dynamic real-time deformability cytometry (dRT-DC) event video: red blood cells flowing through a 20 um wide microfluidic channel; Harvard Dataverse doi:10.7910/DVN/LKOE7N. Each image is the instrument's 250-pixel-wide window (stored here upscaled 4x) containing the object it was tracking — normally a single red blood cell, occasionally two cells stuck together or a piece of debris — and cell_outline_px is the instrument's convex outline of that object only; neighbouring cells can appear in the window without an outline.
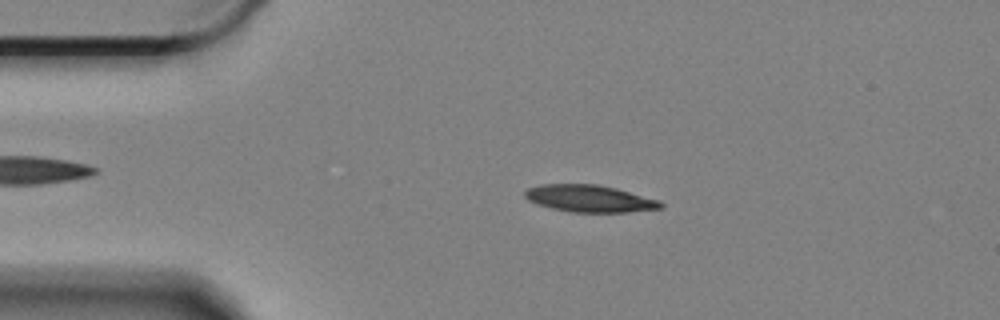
{"species": "Egyptian fruit bat (a non-hibernating species)", "species_latin": "Rousettus aegyptiacus", "temperature_condition": "cold", "stored_images_in_passage": 59, "camera_frame_rate_fps": 3000, "um_per_image_px": 0.085, "animal": {"sex": "female"}, "frame": {"image": 1, "passage_image": 11, "time_ms": 3.333, "image_size_px": [1000, 320], "cell_outline_px": [[664, 208], [628, 212], [572, 212], [552, 208], [536, 204], [528, 200], [524, 196], [524, 192], [528, 188], [540, 184], [596, 184], [616, 188], [660, 200], [664, 204]], "centroid_in_image_um": [50.13, 16.87], "position_along_channel_um": 34.9, "area_um2": 21.5}}
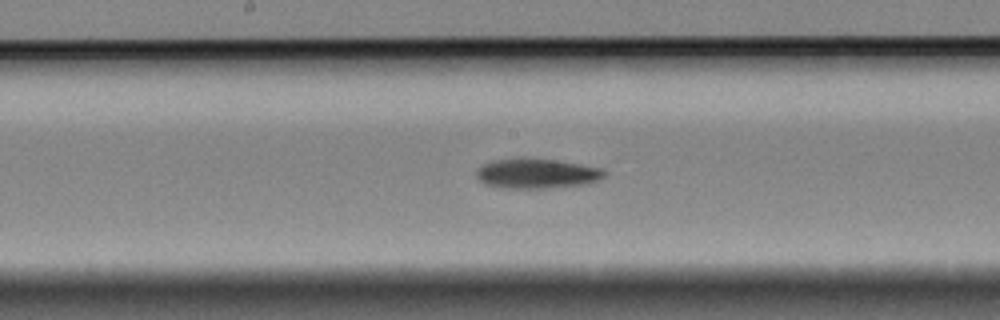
{"frame": {"image": 2, "passage_image": 29, "time_ms": 9.333, "image_size_px": [1000, 320], "cell_outline_px": [[608, 172], [600, 180], [588, 184], [552, 188], [504, 188], [484, 184], [476, 176], [476, 172], [484, 164], [492, 160], [556, 160], [604, 168]], "centroid_in_image_um": [45.72, 14.78], "position_along_channel_um": 202.5, "area_um2": 21.96}}
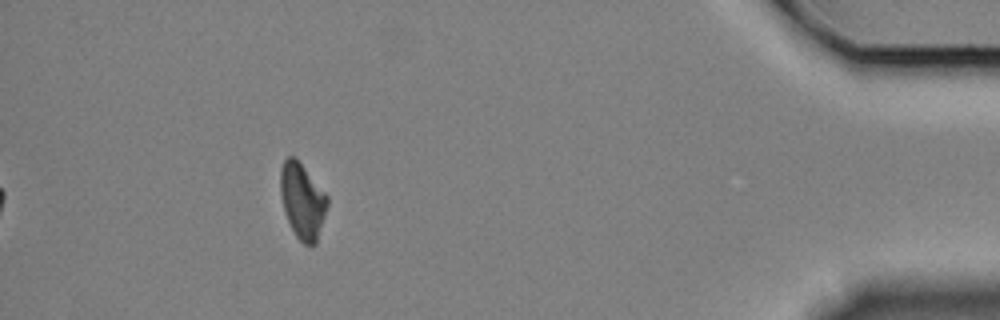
{"frame": {"image": 3, "passage_image": 53, "time_ms": 17.333, "image_size_px": [1000, 320], "cell_outline_px": [[328, 204], [316, 244], [304, 244], [296, 236], [284, 212], [280, 196], [280, 172], [284, 160], [288, 156], [296, 156], [328, 196]], "centroid_in_image_um": [25.69, 17.03], "position_along_channel_um": 409.5, "area_um2": 20.69}, "authors_computed_cell_mechanics": {"area_um2": 21.3282, "velocity_mm_per_s": 3.3116, "shape_relaxation_time_tau1_ms": 3.8061, "shape_relaxation_time_tau2_ms": null, "deformation_change_tau1": 0.1224, "deformation_change_tau2": null}}